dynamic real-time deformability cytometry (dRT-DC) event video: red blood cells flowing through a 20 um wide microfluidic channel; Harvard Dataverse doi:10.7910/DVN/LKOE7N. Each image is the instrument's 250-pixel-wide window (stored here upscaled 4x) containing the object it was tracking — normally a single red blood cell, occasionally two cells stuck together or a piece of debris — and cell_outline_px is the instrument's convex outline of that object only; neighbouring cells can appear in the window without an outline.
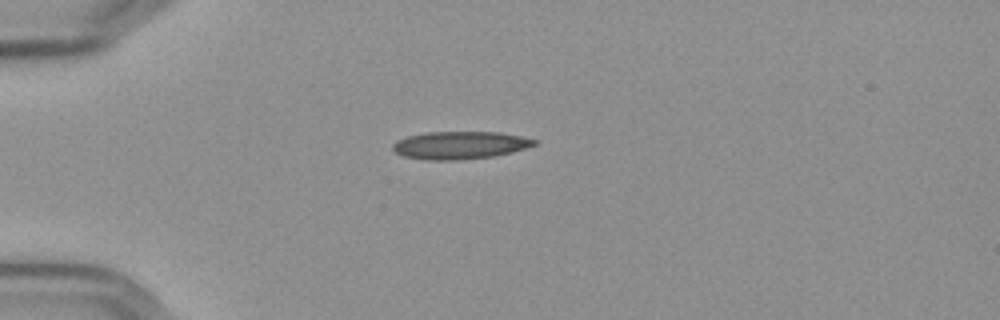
{"species": "Egyptian fruit bat (a non-hibernating species)", "species_latin": "Rousettus aegyptiacus", "temperature_condition": "cold", "stored_images_in_passage": 42, "camera_frame_rate_fps": 3000, "um_per_image_px": 0.085, "frame": {"image": 1, "passage_image": 1, "time_ms": 0.0, "image_size_px": [1000, 320], "cell_outline_px": [[540, 140], [536, 144], [512, 152], [496, 156], [456, 160], [424, 160], [404, 156], [396, 152], [392, 148], [392, 144], [396, 140], [408, 136], [424, 132], [500, 132]], "centroid_in_image_um": [39.09, 12.34], "position_along_channel_um": 45.9, "area_um2": 22.95}}
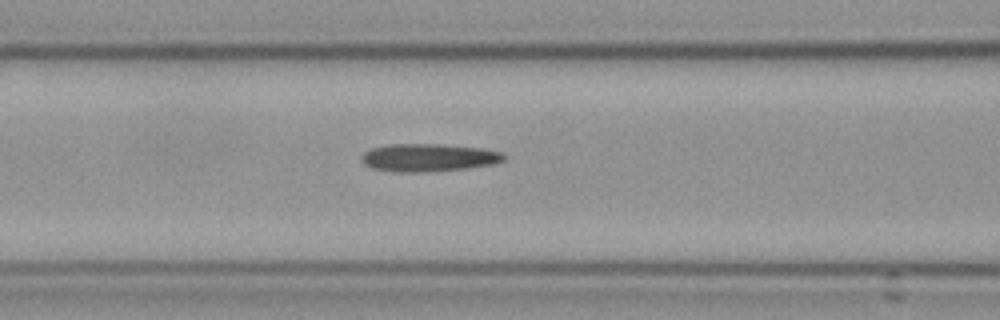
{"frame": {"image": 2, "passage_image": 10, "time_ms": 3.0, "image_size_px": [1000, 320], "cell_outline_px": [[508, 156], [504, 160], [496, 164], [468, 168], [424, 172], [396, 172], [372, 168], [364, 164], [360, 160], [360, 156], [364, 152], [372, 148], [388, 144], [444, 144], [480, 148], [504, 152]], "centroid_in_image_um": [36.45, 13.39], "position_along_channel_um": 130.1, "area_um2": 23.41}}
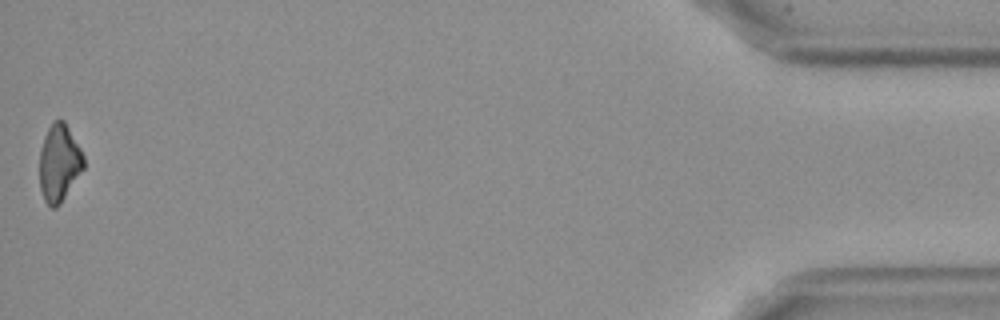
{"frame": {"image": 3, "passage_image": 42, "time_ms": 13.667, "image_size_px": [1000, 320], "cell_outline_px": [[84, 168], [60, 204], [56, 208], [52, 208], [44, 200], [40, 188], [40, 148], [44, 136], [52, 120], [60, 116], [64, 120], [80, 148], [84, 156]], "centroid_in_image_um": [5.02, 13.81], "position_along_channel_um": 430.2, "area_um2": 20.0}, "authors_computed_cell_mechanics": {"area_um2": 22.2241, "velocity_mm_per_s": 3.6267, "shape_relaxation_time_tau1_ms": 6.3089, "shape_relaxation_time_tau2_ms": null, "deformation_change_tau1": 0.14, "deformation_change_tau2": null}}